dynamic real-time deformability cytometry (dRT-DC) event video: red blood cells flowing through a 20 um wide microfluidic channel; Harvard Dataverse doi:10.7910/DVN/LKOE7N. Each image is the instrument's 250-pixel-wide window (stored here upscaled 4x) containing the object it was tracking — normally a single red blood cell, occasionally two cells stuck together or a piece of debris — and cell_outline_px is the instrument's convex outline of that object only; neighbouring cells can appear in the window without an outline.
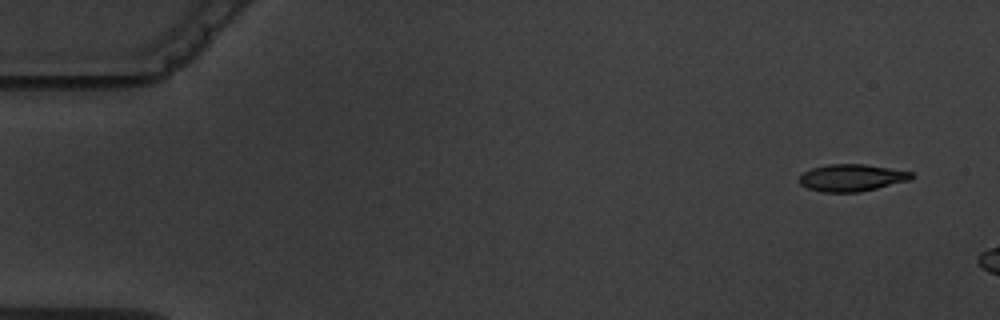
{"species": "common noctule bat (a hibernating species)", "species_latin": "Nyctalus noctula", "temperature_condition": "warm", "stored_images_in_passage": 3, "camera_frame_rate_fps": 3000, "um_per_image_px": 0.085, "animal": {"sex": "male", "body_mass_g": 19.5, "forearm_length_mm": 54.6}, "frame": {"image": 1, "passage_image": 1, "time_ms": 0.0, "image_size_px": [1000, 320], "cell_outline_px": [[912, 176], [908, 180], [860, 192], [824, 192], [808, 188], [800, 184], [800, 176], [804, 172], [812, 168], [828, 164], [864, 164], [912, 172]], "centroid_in_image_um": [72.35, 15.1], "position_along_channel_um": 12.6, "area_um2": 17.34}}